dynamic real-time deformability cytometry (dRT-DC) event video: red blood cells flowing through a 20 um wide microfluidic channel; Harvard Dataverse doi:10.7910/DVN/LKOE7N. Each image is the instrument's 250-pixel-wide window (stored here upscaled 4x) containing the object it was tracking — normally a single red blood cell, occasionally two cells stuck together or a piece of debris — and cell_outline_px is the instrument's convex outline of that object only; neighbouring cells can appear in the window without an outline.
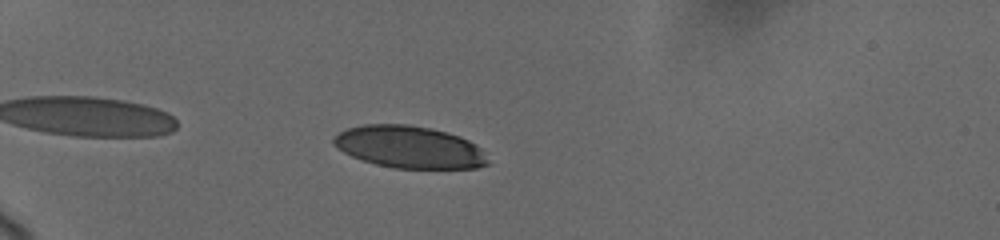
{"species": "human", "species_latin": "Homo sapiens", "temperature_condition": "cold", "stored_images_in_passage": 40, "camera_frame_rate_fps": 3000, "um_per_image_px": 0.085, "donor": {"sex": "female"}, "frame": {"image": 1, "passage_image": 4, "time_ms": 1.0, "image_size_px": [1000, 240], "cell_outline_px": [[488, 164], [476, 168], [392, 168], [376, 164], [352, 156], [336, 148], [332, 144], [332, 140], [340, 132], [348, 128], [364, 124], [408, 124], [432, 128], [460, 136], [468, 140], [480, 148], [488, 160]], "centroid_in_image_um": [34.78, 12.49], "position_along_channel_um": 50.2, "area_um2": 37.8}}
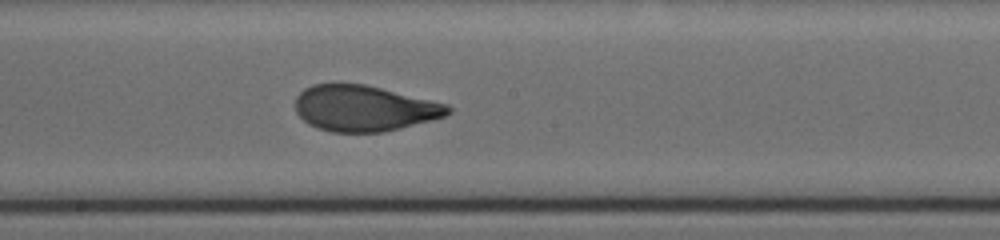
{"frame": {"image": 2, "passage_image": 21, "time_ms": 6.667, "image_size_px": [1000, 240], "cell_outline_px": [[452, 112], [444, 116], [432, 120], [384, 132], [332, 132], [316, 128], [308, 124], [296, 112], [296, 96], [304, 88], [312, 84], [336, 80], [364, 84], [448, 104], [452, 108]], "centroid_in_image_um": [30.9, 9.17], "position_along_channel_um": 217.3, "area_um2": 41.44}}
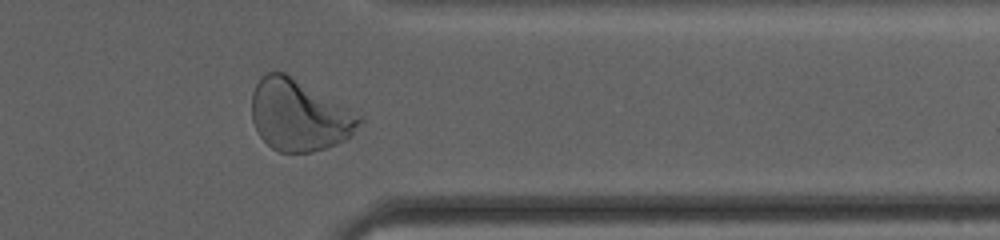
{"frame": {"image": 3, "passage_image": 36, "time_ms": 11.333, "image_size_px": [1000, 240], "cell_outline_px": [[364, 120], [352, 136], [336, 144], [312, 152], [280, 152], [272, 148], [260, 136], [252, 120], [252, 92], [260, 76], [268, 72], [284, 72], [292, 76], [364, 116]], "centroid_in_image_um": [25.45, 9.79], "position_along_channel_um": 386.0, "area_um2": 44.8}, "authors_computed_cell_mechanics": {"area_um2": 41.1536, "velocity_mm_per_s": 3.6635, "shape_relaxation_time_tau1_ms": 3.7982, "shape_relaxation_time_tau2_ms": null, "deformation_change_tau1": 0.1685, "deformation_change_tau2": null}}